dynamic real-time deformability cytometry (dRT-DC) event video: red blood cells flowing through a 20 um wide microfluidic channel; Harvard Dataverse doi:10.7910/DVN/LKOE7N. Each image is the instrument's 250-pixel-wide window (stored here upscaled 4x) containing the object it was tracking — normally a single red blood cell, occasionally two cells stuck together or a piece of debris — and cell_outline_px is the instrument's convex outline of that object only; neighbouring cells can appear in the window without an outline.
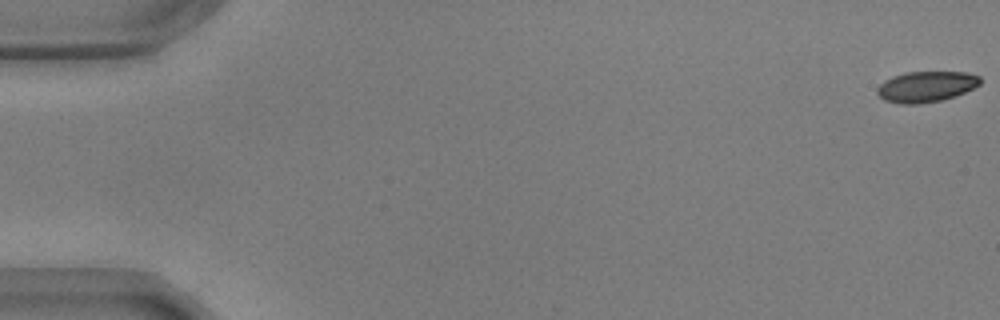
{"species": "common noctule bat (a hibernating species)", "species_latin": "Nyctalus noctula", "temperature_condition": "warm", "stored_images_in_passage": 58, "camera_frame_rate_fps": 3000, "um_per_image_px": 0.085, "animal": {"sex": "male", "body_mass_g": 17.9, "forearm_length_mm": 54.2}, "frame": {"image": 1, "passage_image": 1, "time_ms": 0.0, "image_size_px": [1000, 320], "cell_outline_px": [[980, 84], [956, 96], [940, 100], [920, 104], [900, 104], [884, 100], [876, 92], [876, 88], [884, 80], [892, 76], [904, 72], [968, 72], [980, 76]], "centroid_in_image_um": [78.69, 7.36], "position_along_channel_um": 6.3, "area_um2": 18.55}}
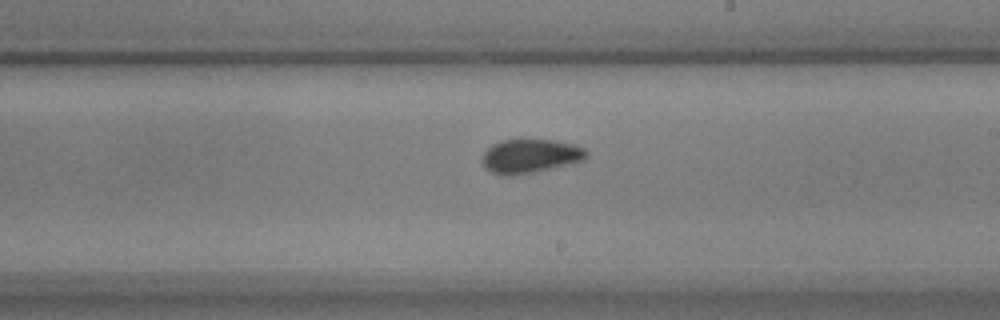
{"frame": {"image": 2, "passage_image": 34, "time_ms": 11.0, "image_size_px": [1000, 320], "cell_outline_px": [[588, 156], [584, 160], [572, 164], [536, 172], [512, 176], [500, 176], [484, 168], [480, 160], [484, 152], [492, 144], [500, 140], [516, 136], [556, 140], [576, 144], [584, 148], [588, 152]], "centroid_in_image_um": [45.05, 13.23], "position_along_channel_um": 243.9, "area_um2": 21.96}}
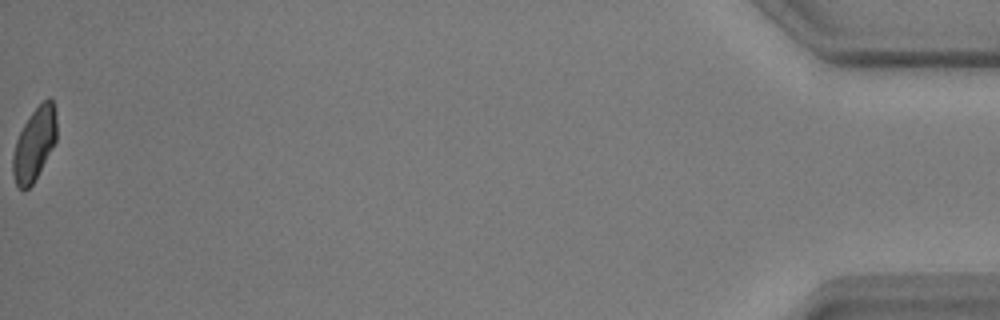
{"frame": {"image": 3, "passage_image": 58, "time_ms": 19.0, "image_size_px": [1000, 320], "cell_outline_px": [[56, 140], [32, 184], [24, 192], [16, 184], [12, 172], [12, 156], [16, 140], [24, 124], [32, 112], [48, 96], [52, 100], [56, 112]], "centroid_in_image_um": [2.91, 12.24], "position_along_channel_um": 432.3, "area_um2": 18.32}, "authors_computed_cell_mechanics": {"area_um2": 20.0566, "velocity_mm_per_s": 3.562, "shape_relaxation_time_tau1_ms": 4.1521, "shape_relaxation_time_tau2_ms": 2.2066, "deformation_change_tau1": 0.1241, "deformation_change_tau2": 0.0542}}